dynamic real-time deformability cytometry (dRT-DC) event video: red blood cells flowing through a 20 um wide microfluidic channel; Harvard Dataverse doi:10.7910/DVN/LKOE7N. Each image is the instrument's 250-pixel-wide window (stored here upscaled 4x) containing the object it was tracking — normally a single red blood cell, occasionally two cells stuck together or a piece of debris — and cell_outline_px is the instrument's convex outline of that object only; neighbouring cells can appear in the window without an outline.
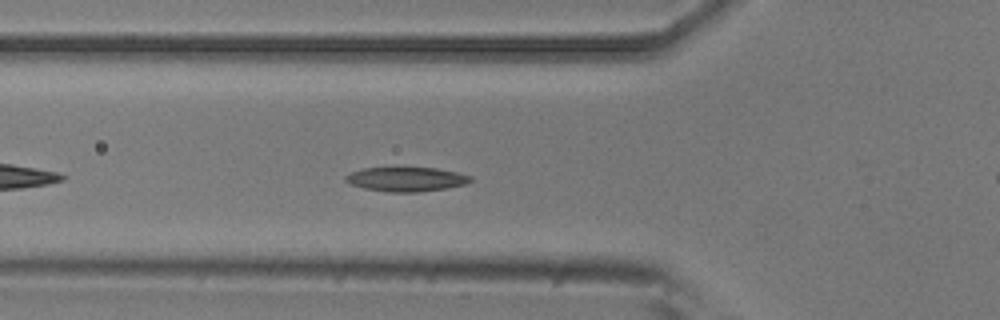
{"species": "common noctule bat (a hibernating species)", "species_latin": "Nyctalus noctula", "temperature_condition": "room temperature", "stored_images_in_passage": 37, "camera_frame_rate_fps": 3000, "um_per_image_px": 0.085, "animal": {"sex": "male", "body_mass_g": 20.5, "forearm_length_mm": 52.5}, "frame": {"image": 1, "passage_image": 7, "time_ms": 2.0, "image_size_px": [1000, 320], "cell_outline_px": [[472, 180], [464, 184], [444, 188], [420, 192], [388, 192], [364, 188], [352, 184], [344, 180], [344, 176], [352, 172], [364, 168], [436, 168], [456, 172], [472, 176]], "centroid_in_image_um": [34.52, 15.23], "position_along_channel_um": 91.3, "area_um2": 17.46}}
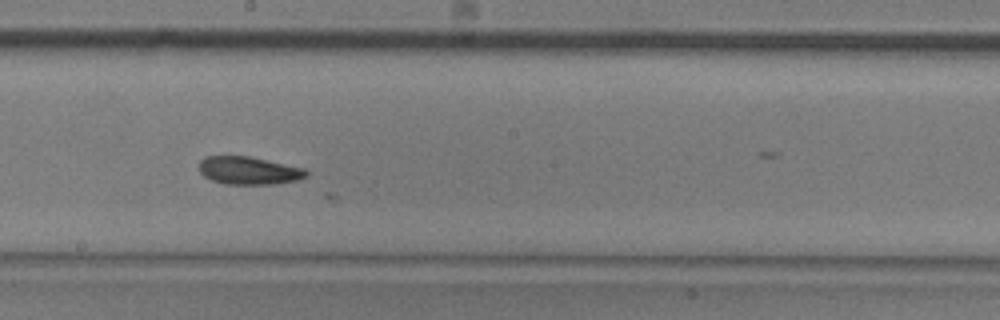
{"frame": {"image": 2, "passage_image": 18, "time_ms": 5.667, "image_size_px": [1000, 320], "cell_outline_px": [[308, 176], [296, 180], [272, 184], [224, 184], [212, 180], [204, 176], [200, 172], [200, 160], [204, 156], [248, 156], [304, 168], [308, 172]], "centroid_in_image_um": [21.13, 14.5], "position_along_channel_um": 227.1, "area_um2": 17.28}}
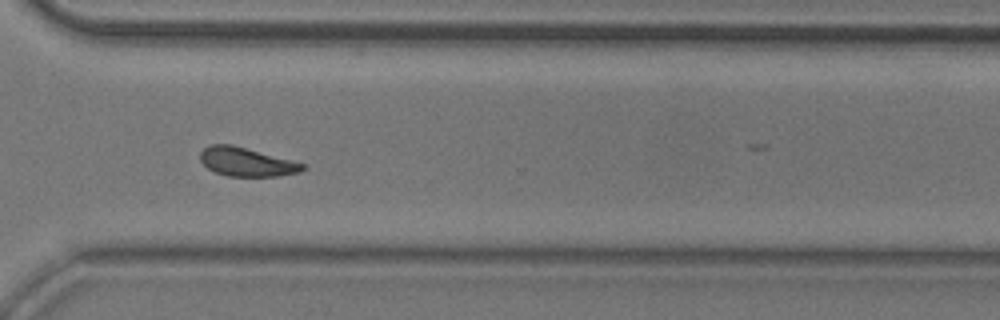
{"frame": {"image": 3, "passage_image": 28, "time_ms": 9.0, "image_size_px": [1000, 320], "cell_outline_px": [[304, 168], [300, 172], [276, 176], [228, 176], [216, 172], [208, 168], [200, 160], [200, 152], [204, 148], [212, 144], [232, 144], [304, 164]], "centroid_in_image_um": [20.91, 13.76], "position_along_channel_um": 349.7, "area_um2": 16.82}, "authors_computed_cell_mechanics": {"area_um2": 17.6868, "velocity_mm_per_s": 3.7047, "shape_relaxation_time_tau1_ms": null, "shape_relaxation_time_tau2_ms": 6.7, "deformation_change_tau1": null, "deformation_change_tau2": 0.1308}}